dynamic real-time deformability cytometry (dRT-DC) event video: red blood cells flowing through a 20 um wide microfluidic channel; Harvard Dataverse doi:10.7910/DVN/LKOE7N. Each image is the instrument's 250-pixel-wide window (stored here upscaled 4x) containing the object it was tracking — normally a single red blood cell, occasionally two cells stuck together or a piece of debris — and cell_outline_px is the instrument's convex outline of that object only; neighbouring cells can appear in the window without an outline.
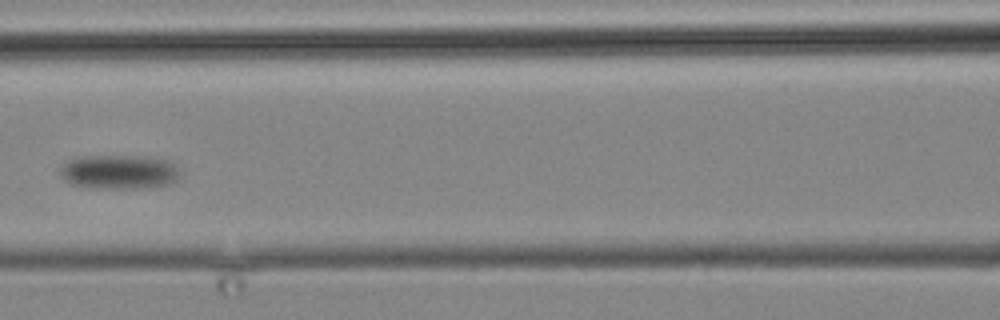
{"species": "common noctule bat (a hibernating species)", "species_latin": "Nyctalus noctula", "temperature_condition": "cold", "stored_images_in_passage": 6, "camera_frame_rate_fps": 3000, "um_per_image_px": 0.085, "animal": {"sex": "male", "body_mass_g": 19.2, "forearm_length_mm": 51.8}, "frame": {"image": 1, "passage_image": 5, "time_ms": 4.667, "image_size_px": [1000, 320], "cell_outline_px": [[180, 176], [176, 180], [168, 184], [140, 188], [88, 188], [68, 184], [60, 176], [60, 168], [68, 160], [80, 156], [148, 156], [172, 160], [176, 164], [180, 172]], "centroid_in_image_um": [10.12, 14.6], "position_along_channel_um": 156.5, "area_um2": 24.45}}